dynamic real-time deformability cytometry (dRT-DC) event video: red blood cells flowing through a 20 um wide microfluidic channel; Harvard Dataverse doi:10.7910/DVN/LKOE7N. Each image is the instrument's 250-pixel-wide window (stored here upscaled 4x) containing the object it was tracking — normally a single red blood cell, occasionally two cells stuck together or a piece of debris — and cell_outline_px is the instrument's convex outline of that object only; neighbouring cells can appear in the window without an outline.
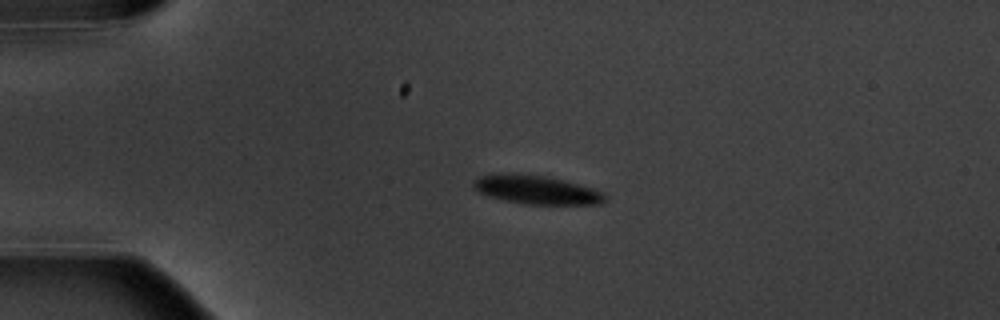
{"species": "common noctule bat (a hibernating species)", "species_latin": "Nyctalus noctula", "temperature_condition": "warm", "stored_images_in_passage": 4, "camera_frame_rate_fps": 3000, "um_per_image_px": 0.085, "animal": {"sex": "male", "body_mass_g": 20.1, "forearm_length_mm": 53.5}, "frame": {"image": 1, "passage_image": 3, "time_ms": 2.333, "image_size_px": [1000, 320], "cell_outline_px": [[608, 200], [600, 204], [524, 204], [504, 200], [488, 196], [476, 192], [472, 184], [480, 176], [544, 176], [564, 180], [592, 188], [604, 192], [608, 196]], "centroid_in_image_um": [45.71, 16.19], "position_along_channel_um": 39.3, "area_um2": 21.21}}